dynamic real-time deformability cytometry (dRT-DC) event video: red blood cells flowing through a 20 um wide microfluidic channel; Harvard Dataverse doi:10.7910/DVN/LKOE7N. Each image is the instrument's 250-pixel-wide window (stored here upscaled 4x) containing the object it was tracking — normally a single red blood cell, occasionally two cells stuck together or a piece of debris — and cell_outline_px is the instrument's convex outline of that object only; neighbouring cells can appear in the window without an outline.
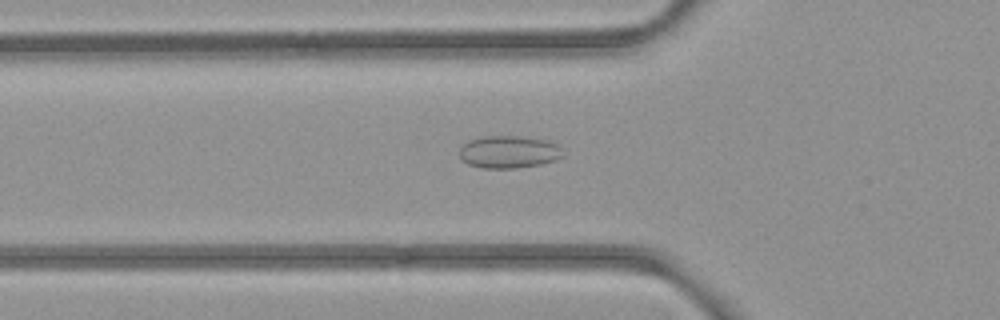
{"species": "common noctule bat (a hibernating species)", "species_latin": "Nyctalus noctula", "temperature_condition": "room temperature", "stored_images_in_passage": 31, "camera_frame_rate_fps": 3000, "um_per_image_px": 0.085, "animal": {"sex": "female", "body_mass_g": 21.9}, "frame": {"image": 1, "passage_image": 3, "time_ms": 0.667, "image_size_px": [1000, 320], "cell_outline_px": [[564, 156], [556, 160], [540, 164], [516, 168], [480, 168], [468, 164], [460, 156], [460, 148], [468, 140], [480, 136], [520, 136], [548, 140], [556, 144], [560, 148]], "centroid_in_image_um": [43.25, 12.91], "position_along_channel_um": 82.6, "area_um2": 19.65}}
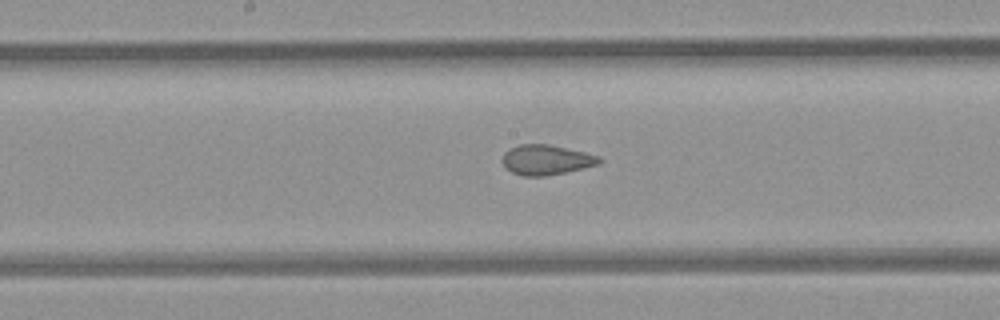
{"frame": {"image": 2, "passage_image": 12, "time_ms": 3.667, "image_size_px": [1000, 320], "cell_outline_px": [[604, 160], [600, 164], [584, 168], [544, 176], [524, 176], [512, 172], [504, 168], [500, 160], [504, 152], [520, 144], [548, 144], [584, 152], [600, 156]], "centroid_in_image_um": [46.42, 13.59], "position_along_channel_um": 201.8, "area_um2": 17.05}}
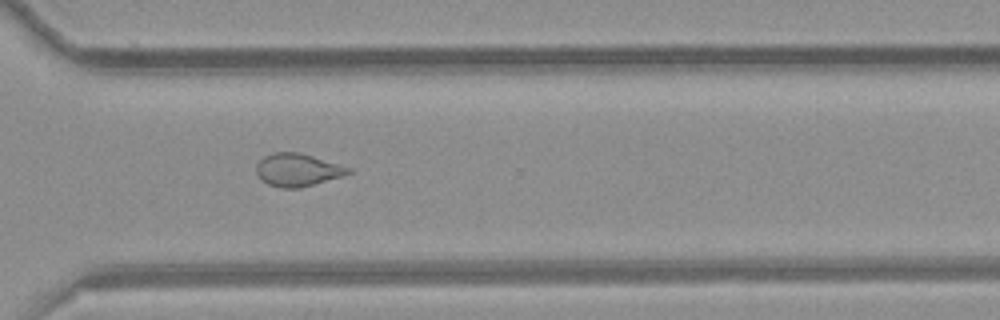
{"frame": {"image": 3, "passage_image": 23, "time_ms": 7.333, "image_size_px": [1000, 320], "cell_outline_px": [[352, 172], [344, 176], [300, 188], [280, 188], [268, 184], [256, 172], [256, 164], [264, 156], [272, 152], [300, 152], [352, 168]], "centroid_in_image_um": [25.32, 14.44], "position_along_channel_um": 345.3, "area_um2": 17.63}}